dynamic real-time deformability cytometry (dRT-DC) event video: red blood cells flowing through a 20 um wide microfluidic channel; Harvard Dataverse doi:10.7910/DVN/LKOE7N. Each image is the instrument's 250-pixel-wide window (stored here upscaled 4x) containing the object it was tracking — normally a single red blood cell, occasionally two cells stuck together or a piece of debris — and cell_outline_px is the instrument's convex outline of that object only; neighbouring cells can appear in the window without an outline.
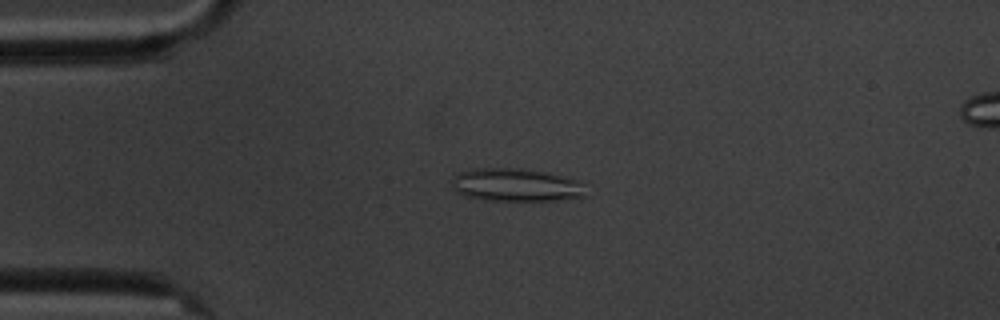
{"species": "common noctule bat (a hibernating species)", "species_latin": "Nyctalus noctula", "temperature_condition": "cold", "stored_images_in_passage": 6, "camera_frame_rate_fps": 3000, "um_per_image_px": 0.085, "animal": {"sex": "male", "body_mass_g": 20.1, "forearm_length_mm": 53.5}, "frame": {"image": 1, "passage_image": 4, "time_ms": 3.667, "image_size_px": [1000, 320], "cell_outline_px": [[584, 196], [564, 200], [488, 200], [468, 196], [456, 192], [452, 188], [452, 180], [460, 172], [476, 168], [520, 168], [568, 176], [580, 180]], "centroid_in_image_um": [43.87, 15.71], "position_along_channel_um": 41.1, "area_um2": 25.61}}